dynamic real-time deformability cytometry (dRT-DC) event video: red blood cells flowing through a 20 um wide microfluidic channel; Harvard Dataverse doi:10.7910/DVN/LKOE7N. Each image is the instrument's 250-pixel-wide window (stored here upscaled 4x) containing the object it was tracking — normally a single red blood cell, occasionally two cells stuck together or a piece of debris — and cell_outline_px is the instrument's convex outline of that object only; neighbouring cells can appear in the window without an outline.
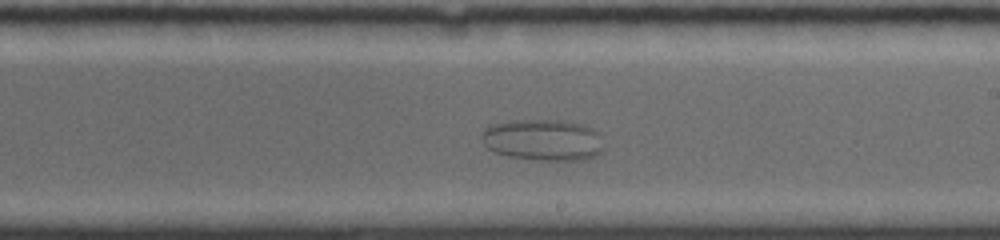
{"species": "common noctule bat (a hibernating species)", "species_latin": "Nyctalus noctula", "temperature_condition": "room temperature", "stored_images_in_passage": 58, "camera_frame_rate_fps": 4000, "um_per_image_px": 0.085, "animal": {"sex": "female", "body_mass_g": 19.0, "forearm_length_mm": 56.7}, "frame": {"image": 1, "passage_image": 33, "time_ms": 8.0, "image_size_px": [1000, 240], "cell_outline_px": [[604, 148], [596, 156], [584, 160], [536, 160], [508, 156], [496, 152], [488, 148], [484, 144], [480, 136], [480, 132], [488, 124], [512, 120], [560, 120], [584, 124], [592, 128], [596, 132]], "centroid_in_image_um": [46.11, 11.89], "position_along_channel_um": 242.9, "area_um2": 29.77}}
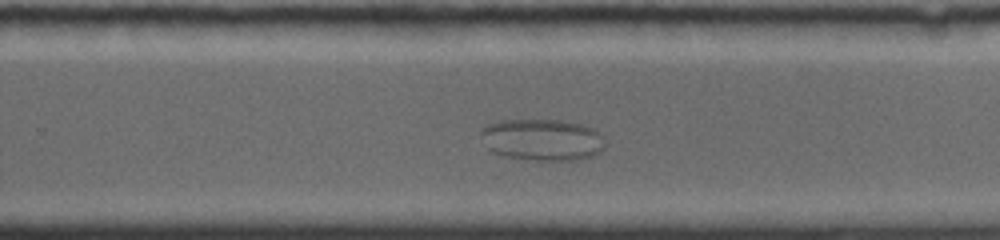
{"frame": {"image": 2, "passage_image": 38, "time_ms": 9.25, "image_size_px": [1000, 240], "cell_outline_px": [[604, 148], [600, 152], [592, 156], [580, 160], [536, 160], [508, 156], [492, 152], [488, 148], [480, 132], [488, 124], [496, 120], [560, 120], [580, 124], [592, 128], [600, 132], [604, 136]], "centroid_in_image_um": [46.14, 11.87], "position_along_channel_um": 283.7, "area_um2": 30.11}}
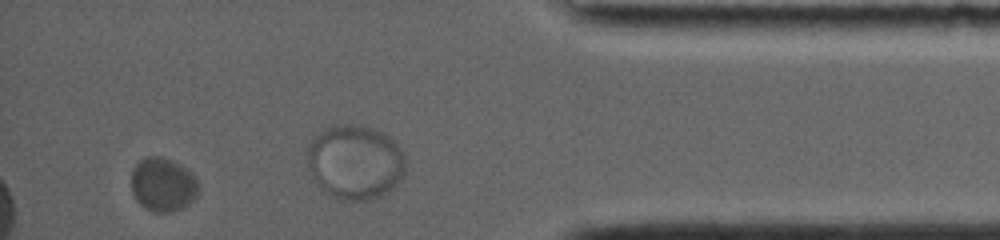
{"frame": {"image": 3, "passage_image": 54, "time_ms": 13.25, "image_size_px": [1000, 240], "cell_outline_px": [[200, 192], [184, 208], [172, 212], [152, 212], [144, 208], [136, 200], [132, 192], [132, 168], [144, 156], [156, 156], [180, 164], [192, 172], [196, 176], [200, 184]], "centroid_in_image_um": [13.88, 15.71], "position_along_channel_um": 421.3, "area_um2": 21.44}}